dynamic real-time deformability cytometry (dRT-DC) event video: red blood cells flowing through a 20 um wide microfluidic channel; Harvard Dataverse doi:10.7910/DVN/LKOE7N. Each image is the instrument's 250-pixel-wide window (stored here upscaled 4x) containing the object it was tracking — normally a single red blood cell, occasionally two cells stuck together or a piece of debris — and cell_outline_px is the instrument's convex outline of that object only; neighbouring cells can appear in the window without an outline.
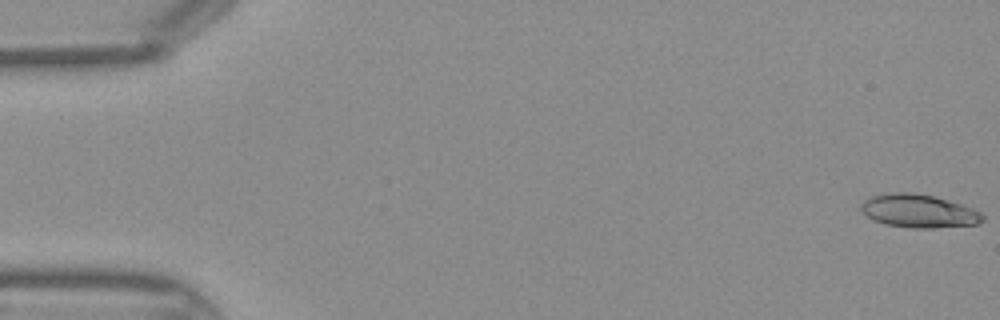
{"species": "Egyptian fruit bat (a non-hibernating species)", "species_latin": "Rousettus aegyptiacus", "temperature_condition": "warm", "stored_images_in_passage": 45, "camera_frame_rate_fps": 3000, "um_per_image_px": 0.085, "frame": {"image": 1, "passage_image": 1, "time_ms": 0.0, "image_size_px": [1000, 320], "cell_outline_px": [[984, 220], [980, 224], [936, 228], [908, 228], [884, 224], [868, 216], [860, 208], [860, 204], [868, 196], [892, 192], [912, 192], [936, 196], [972, 208], [980, 212], [984, 216]], "centroid_in_image_um": [78.1, 17.93], "position_along_channel_um": 6.9, "area_um2": 23.81}}
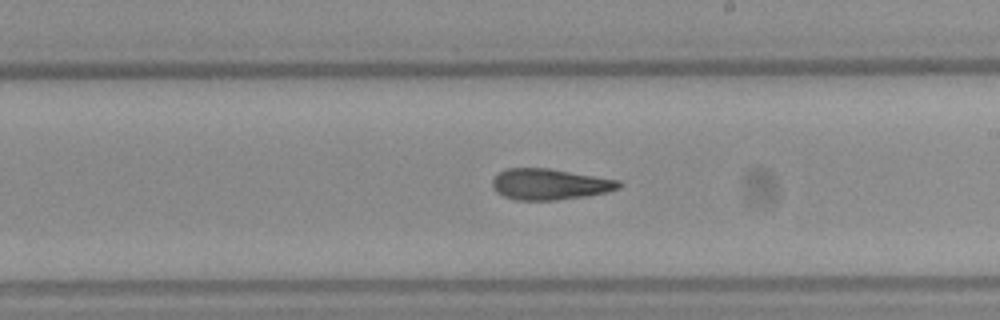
{"frame": {"image": 2, "passage_image": 26, "time_ms": 8.333, "image_size_px": [1000, 320], "cell_outline_px": [[624, 184], [620, 188], [608, 192], [584, 196], [556, 200], [516, 200], [504, 196], [496, 192], [492, 188], [492, 180], [504, 168], [548, 168], [620, 180]], "centroid_in_image_um": [46.74, 15.66], "position_along_channel_um": 242.3, "area_um2": 22.95}}
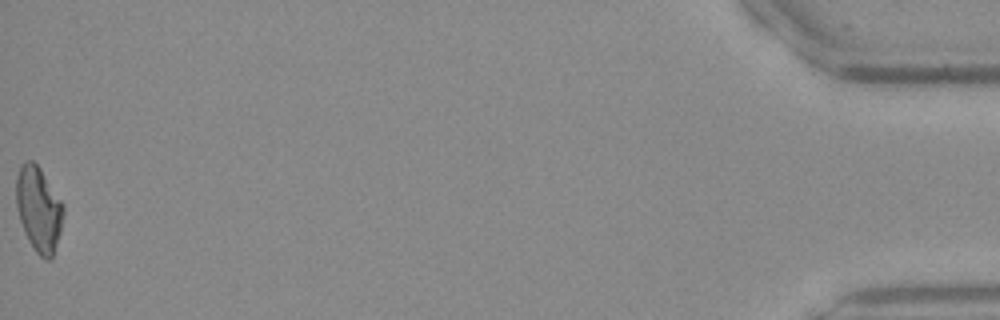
{"frame": {"image": 3, "passage_image": 45, "time_ms": 14.667, "image_size_px": [1000, 320], "cell_outline_px": [[64, 212], [60, 232], [52, 260], [44, 260], [36, 252], [28, 240], [24, 232], [16, 208], [16, 176], [20, 164], [24, 160], [32, 160], [40, 168], [64, 204]], "centroid_in_image_um": [3.28, 17.77], "position_along_channel_um": 431.9, "area_um2": 23.64}}